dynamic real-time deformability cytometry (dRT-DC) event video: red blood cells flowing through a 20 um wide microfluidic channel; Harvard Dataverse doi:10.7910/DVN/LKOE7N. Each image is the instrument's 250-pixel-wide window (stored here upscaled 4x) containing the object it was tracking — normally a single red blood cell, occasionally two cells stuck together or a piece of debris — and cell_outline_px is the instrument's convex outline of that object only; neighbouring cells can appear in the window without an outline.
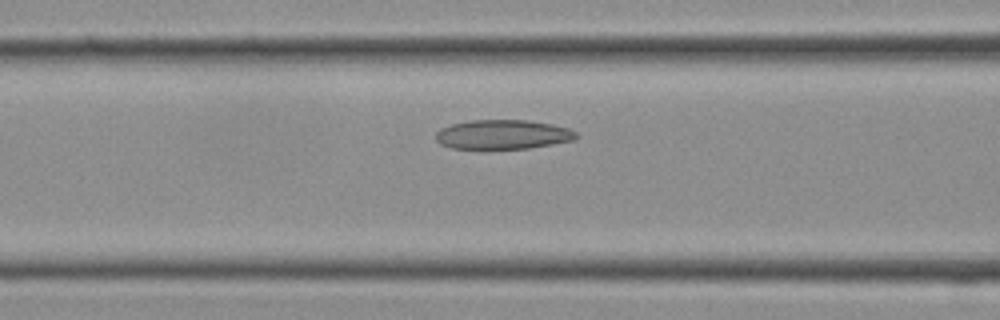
{"species": "Egyptian fruit bat (a non-hibernating species)", "species_latin": "Rousettus aegyptiacus", "temperature_condition": "cold", "stored_images_in_passage": 26, "camera_frame_rate_fps": 3000, "um_per_image_px": 0.085, "frame": {"image": 1, "passage_image": 9, "time_ms": 2.667, "image_size_px": [1000, 320], "cell_outline_px": [[580, 136], [576, 140], [528, 148], [484, 152], [452, 148], [440, 144], [436, 140], [436, 132], [440, 128], [452, 124], [472, 120], [528, 120], [552, 124], [568, 128], [576, 132]], "centroid_in_image_um": [42.71, 11.48], "position_along_channel_um": 123.9, "area_um2": 25.09}}
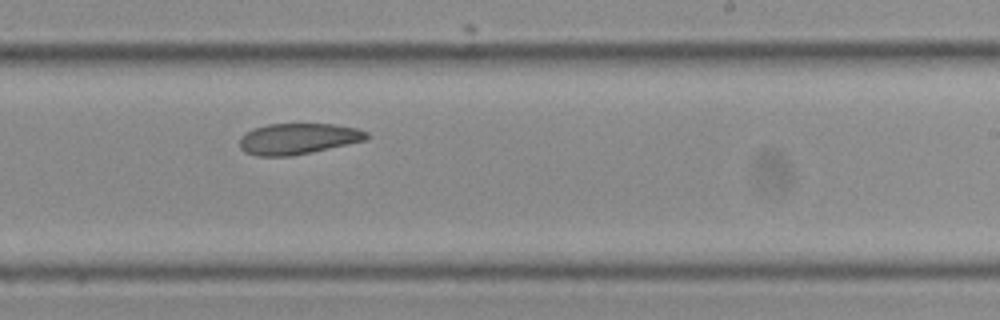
{"frame": {"image": 2, "passage_image": 15, "time_ms": 4.667, "image_size_px": [1000, 320], "cell_outline_px": [[368, 136], [364, 140], [292, 156], [256, 156], [244, 152], [240, 148], [240, 136], [256, 128], [268, 124], [332, 124], [356, 128], [368, 132]], "centroid_in_image_um": [25.29, 11.8], "position_along_channel_um": 263.7, "area_um2": 22.6}}
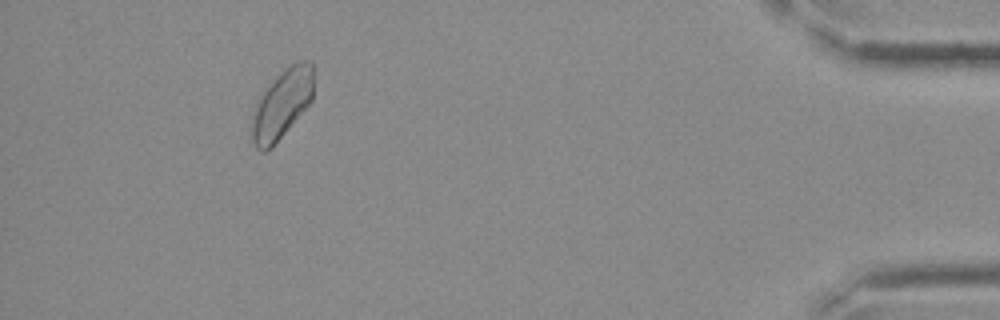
{"frame": {"image": 3, "passage_image": 24, "time_ms": 7.667, "image_size_px": [1000, 320], "cell_outline_px": [[312, 100], [272, 148], [264, 152], [260, 152], [252, 144], [252, 108], [256, 100], [276, 76], [284, 68], [296, 60], [312, 60]], "centroid_in_image_um": [23.92, 8.85], "position_along_channel_um": 411.3, "area_um2": 25.09}}